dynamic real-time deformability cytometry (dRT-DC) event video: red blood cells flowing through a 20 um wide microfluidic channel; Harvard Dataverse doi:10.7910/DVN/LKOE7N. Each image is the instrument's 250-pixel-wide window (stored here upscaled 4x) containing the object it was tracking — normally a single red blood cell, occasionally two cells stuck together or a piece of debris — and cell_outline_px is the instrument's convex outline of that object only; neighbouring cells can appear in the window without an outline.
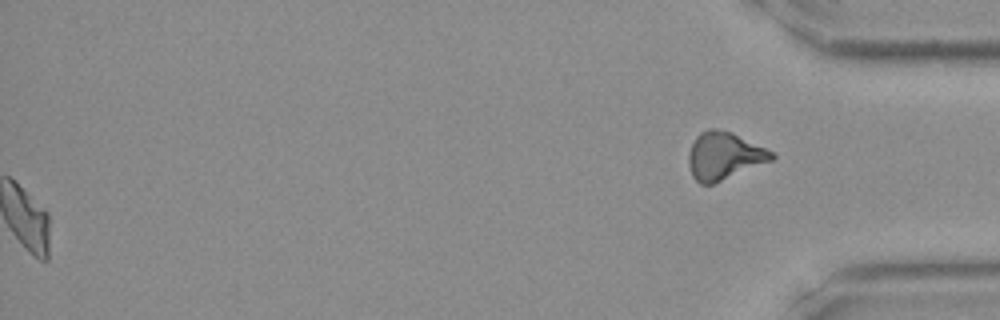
{"species": "Egyptian fruit bat (a non-hibernating species)", "species_latin": "Rousettus aegyptiacus", "temperature_condition": "room temperature", "stored_images_in_passage": 42, "segment_of_instrument_passage": [2, 2], "camera_frame_rate_fps": 3000, "um_per_image_px": 0.085, "frame": {"image": 1, "passage_image": 42, "time_ms": 13.667, "image_size_px": [1000, 320], "cell_outline_px": [[776, 156], [772, 160], [712, 184], [700, 184], [692, 176], [688, 164], [688, 156], [692, 144], [696, 136], [700, 132], [708, 128], [716, 128], [732, 132], [772, 152]], "centroid_in_image_um": [61.51, 13.24], "position_along_channel_um": 373.7, "area_um2": 22.72}}